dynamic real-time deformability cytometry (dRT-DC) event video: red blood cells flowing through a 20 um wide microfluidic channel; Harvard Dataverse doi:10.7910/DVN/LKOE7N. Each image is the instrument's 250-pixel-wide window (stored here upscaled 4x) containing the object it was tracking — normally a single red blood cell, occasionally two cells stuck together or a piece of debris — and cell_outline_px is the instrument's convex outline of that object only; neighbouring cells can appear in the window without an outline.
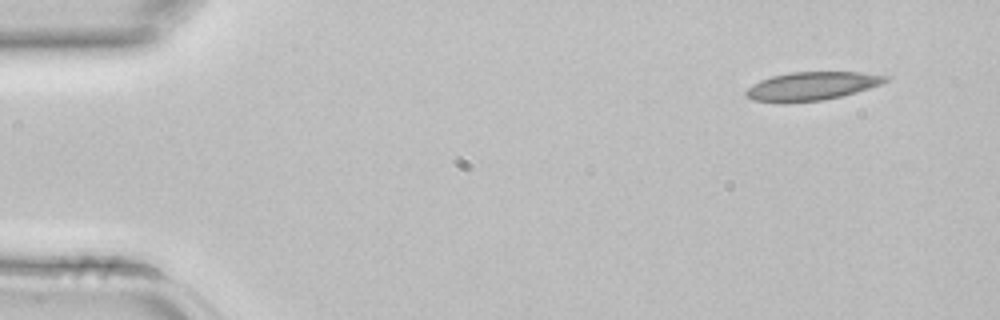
{"species": "common noctule bat (a hibernating species)", "species_latin": "Nyctalus noctula", "temperature_condition": "room temperature", "stored_images_in_passage": 4, "segment_of_instrument_passage": [1, 2], "camera_frame_rate_fps": 3000, "um_per_image_px": 0.085, "animal": {"sex": "female", "body_mass_g": 22.7, "forearm_length_mm": 54.2}, "frame": {"image": 1, "passage_image": 1, "time_ms": 0.0, "image_size_px": [1000, 320], "cell_outline_px": [[892, 76], [888, 80], [880, 84], [856, 92], [824, 100], [780, 104], [752, 100], [744, 92], [752, 84], [760, 80], [772, 76], [788, 72], [860, 72]], "centroid_in_image_um": [68.96, 7.33], "position_along_channel_um": 16.0, "area_um2": 23.35}}
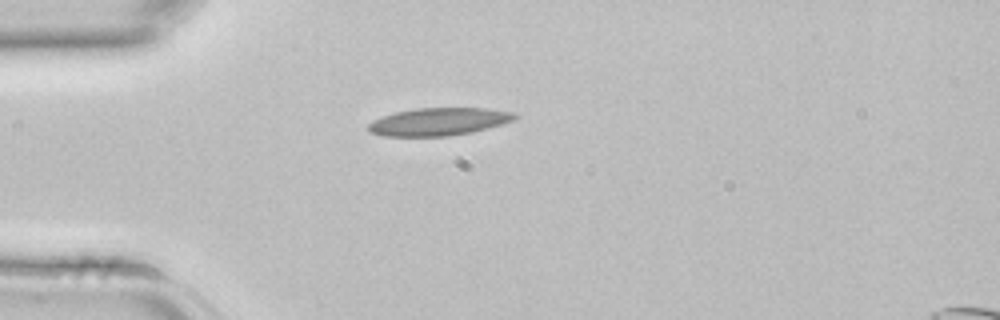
{"frame": {"image": 2, "passage_image": 3, "time_ms": 0.667, "image_size_px": [1000, 320], "cell_outline_px": [[520, 116], [512, 120], [500, 124], [472, 132], [448, 136], [384, 136], [372, 132], [368, 128], [368, 124], [384, 116], [396, 112], [416, 108], [488, 108], [516, 112]], "centroid_in_image_um": [37.35, 10.33], "position_along_channel_um": 47.6, "area_um2": 23.41}}